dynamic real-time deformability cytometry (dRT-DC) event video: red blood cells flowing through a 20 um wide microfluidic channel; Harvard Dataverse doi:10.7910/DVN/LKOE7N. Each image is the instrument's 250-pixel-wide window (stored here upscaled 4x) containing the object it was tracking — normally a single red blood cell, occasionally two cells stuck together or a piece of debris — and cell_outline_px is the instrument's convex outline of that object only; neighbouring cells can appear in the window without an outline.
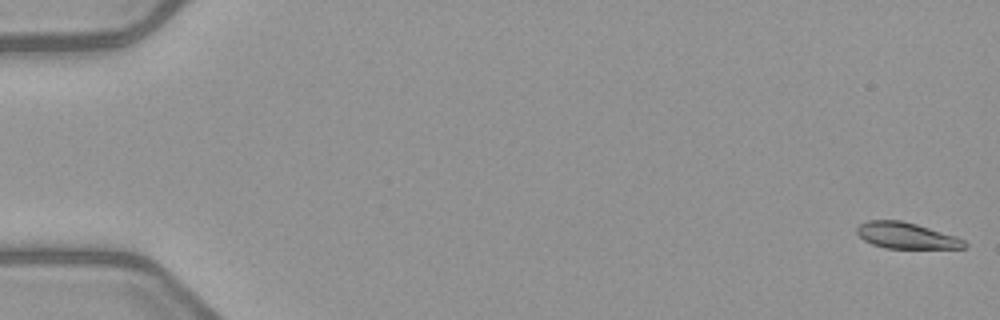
{"species": "common noctule bat (a hibernating species)", "species_latin": "Nyctalus noctula", "temperature_condition": "warm", "stored_images_in_passage": 7, "camera_frame_rate_fps": 3000, "um_per_image_px": 0.085, "animal": {"sex": "female", "body_mass_g": 21.9}, "frame": {"image": 1, "passage_image": 1, "time_ms": 0.0, "image_size_px": [1000, 320], "cell_outline_px": [[968, 244], [964, 248], [884, 248], [872, 244], [864, 240], [856, 232], [856, 228], [860, 224], [868, 220], [900, 220], [916, 224], [956, 236], [964, 240]], "centroid_in_image_um": [77.02, 20.02], "position_along_channel_um": 8.0, "area_um2": 16.3}}
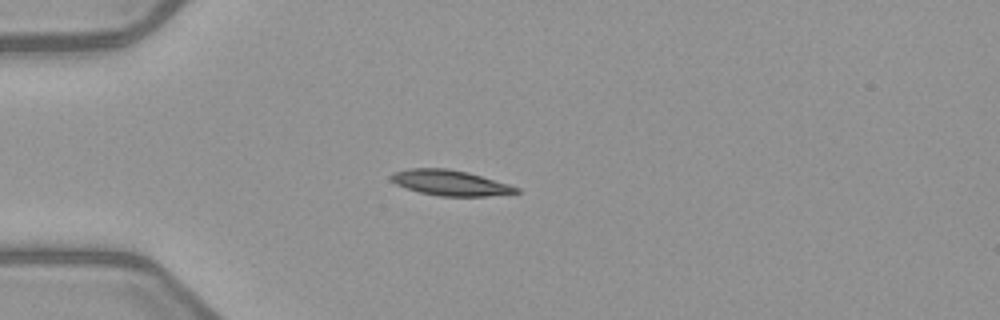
{"frame": {"image": 2, "passage_image": 5, "time_ms": 4.667, "image_size_px": [1000, 320], "cell_outline_px": [[520, 192], [488, 196], [440, 196], [420, 192], [396, 184], [388, 176], [392, 172], [408, 168], [448, 168], [468, 172], [508, 184], [520, 188]], "centroid_in_image_um": [38.24, 15.53], "position_along_channel_um": 46.8, "area_um2": 18.5}}
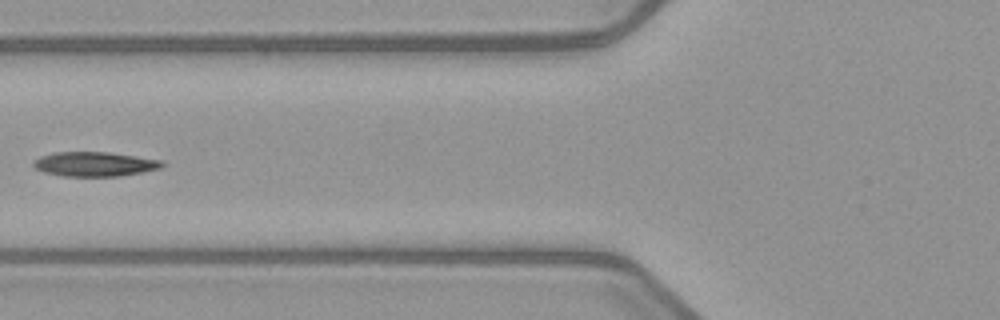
{"frame": {"image": 3, "passage_image": 7, "time_ms": 7.0, "image_size_px": [1000, 320], "cell_outline_px": [[164, 164], [160, 168], [120, 176], [64, 176], [44, 172], [36, 168], [32, 164], [32, 160], [40, 156], [52, 152], [108, 152], [164, 160]], "centroid_in_image_um": [8.02, 13.94], "position_along_channel_um": 117.8, "area_um2": 18.38}}